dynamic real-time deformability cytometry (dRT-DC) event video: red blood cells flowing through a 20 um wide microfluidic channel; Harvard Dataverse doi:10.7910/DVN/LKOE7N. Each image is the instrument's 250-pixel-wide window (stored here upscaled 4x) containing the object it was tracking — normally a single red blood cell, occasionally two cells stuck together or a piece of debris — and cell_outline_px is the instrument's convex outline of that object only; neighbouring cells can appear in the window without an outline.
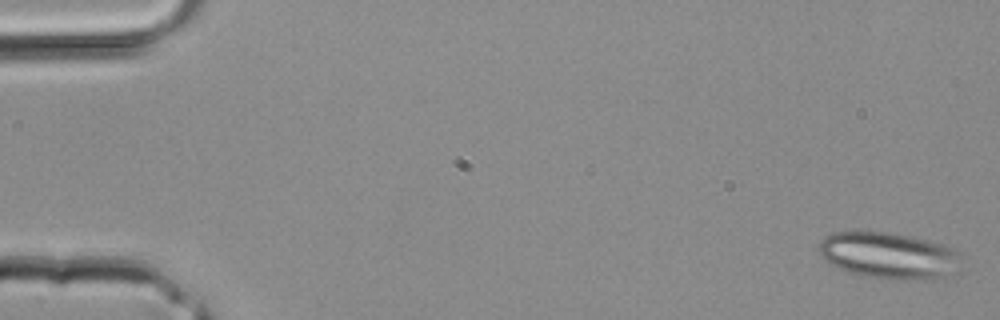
{"species": "common noctule bat (a hibernating species)", "species_latin": "Nyctalus noctula", "temperature_condition": "room temperature", "stored_images_in_passage": 5, "camera_frame_rate_fps": 3000, "um_per_image_px": 0.085, "animal": {"sex": "male", "body_mass_g": 20.4}, "frame": {"image": 1, "passage_image": 1, "time_ms": 0.0, "image_size_px": [1000, 320], "cell_outline_px": [[964, 256], [960, 272], [944, 280], [888, 280], [860, 276], [848, 272], [824, 260], [820, 256], [820, 240], [824, 236], [832, 232], [888, 232], [912, 236], [944, 244], [956, 248]], "centroid_in_image_um": [75.71, 21.76], "position_along_channel_um": 9.3, "area_um2": 40.17}}